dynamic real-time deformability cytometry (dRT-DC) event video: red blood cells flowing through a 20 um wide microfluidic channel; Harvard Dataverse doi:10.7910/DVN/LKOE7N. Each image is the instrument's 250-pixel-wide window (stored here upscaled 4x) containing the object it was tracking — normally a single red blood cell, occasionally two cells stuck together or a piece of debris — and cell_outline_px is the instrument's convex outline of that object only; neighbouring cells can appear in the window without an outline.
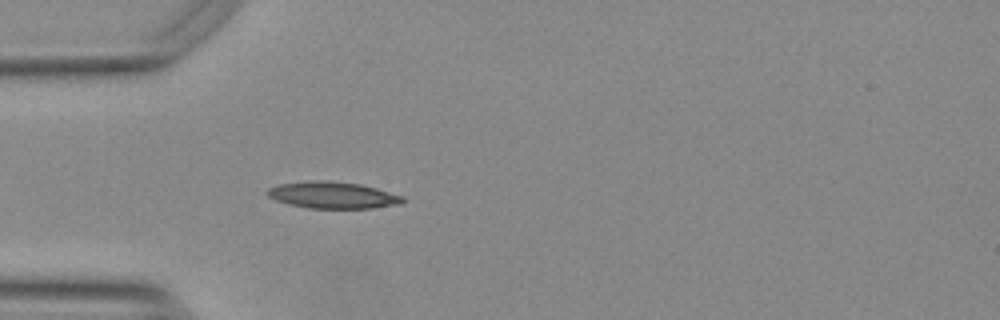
{"species": "Egyptian fruit bat (a non-hibernating species)", "species_latin": "Rousettus aegyptiacus", "temperature_condition": "warm", "stored_images_in_passage": 17, "camera_frame_rate_fps": 3000, "um_per_image_px": 0.085, "animal": {"sex": "female"}, "frame": {"image": 1, "passage_image": 1, "time_ms": 0.0, "image_size_px": [1000, 320], "cell_outline_px": [[404, 200], [400, 204], [372, 208], [308, 208], [276, 200], [268, 196], [264, 192], [268, 188], [280, 184], [312, 180], [320, 180], [360, 184], [376, 188], [404, 196]], "centroid_in_image_um": [28.28, 16.58], "position_along_channel_um": 56.7, "area_um2": 20.87}}
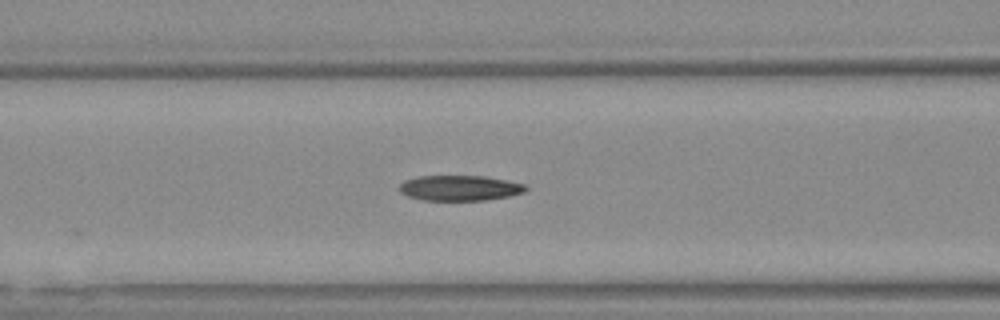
{"frame": {"image": 2, "passage_image": 7, "time_ms": 2.0, "image_size_px": [1000, 320], "cell_outline_px": [[528, 188], [524, 192], [508, 196], [484, 200], [424, 200], [408, 196], [400, 192], [396, 188], [404, 180], [416, 176], [484, 176], [524, 184]], "centroid_in_image_um": [39.01, 15.97], "position_along_channel_um": 127.6, "area_um2": 18.61}}
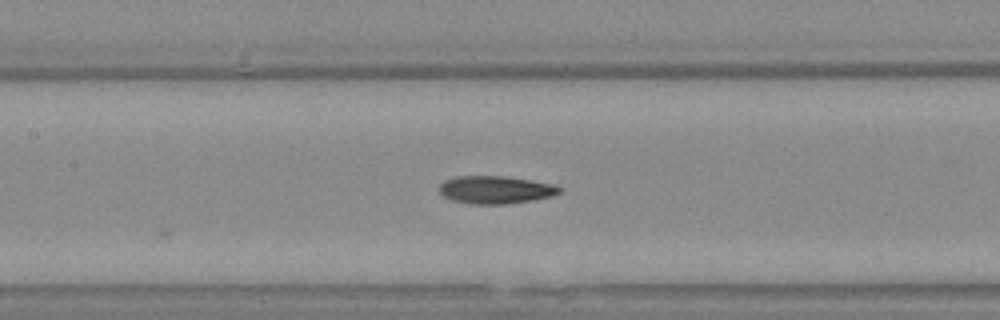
{"frame": {"image": 3, "passage_image": 10, "time_ms": 3.0, "image_size_px": [1000, 320], "cell_outline_px": [[560, 192], [552, 196], [532, 200], [504, 204], [472, 204], [452, 200], [444, 196], [440, 192], [440, 184], [444, 180], [456, 176], [504, 176], [532, 180], [556, 184], [560, 188]], "centroid_in_image_um": [42.12, 16.12], "position_along_channel_um": 165.3, "area_um2": 19.42}}